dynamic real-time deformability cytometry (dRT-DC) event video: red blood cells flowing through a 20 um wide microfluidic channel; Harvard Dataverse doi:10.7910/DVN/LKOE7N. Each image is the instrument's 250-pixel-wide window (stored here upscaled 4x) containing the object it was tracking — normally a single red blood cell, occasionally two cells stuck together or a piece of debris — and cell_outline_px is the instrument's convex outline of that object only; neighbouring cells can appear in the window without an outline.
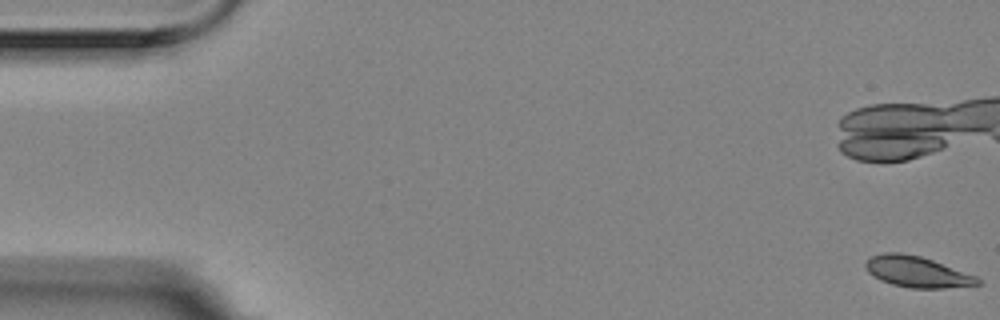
{"species": "Egyptian fruit bat (a non-hibernating species)", "species_latin": "Rousettus aegyptiacus", "temperature_condition": "room temperature", "stored_images_in_passage": 6, "segment_of_instrument_passage": [2, 2], "camera_frame_rate_fps": 3000, "um_per_image_px": 0.085, "animal": {"sex": "female"}, "frame": {"image": 1, "passage_image": 6, "time_ms": 1.667, "image_size_px": [1000, 320], "cell_outline_px": [[980, 284], [944, 288], [908, 288], [892, 284], [880, 280], [868, 272], [864, 264], [872, 256], [884, 252], [900, 252], [920, 256], [932, 260], [976, 276], [980, 280]], "centroid_in_image_um": [77.92, 23.1], "position_along_channel_um": 7.1, "area_um2": 20.0}}